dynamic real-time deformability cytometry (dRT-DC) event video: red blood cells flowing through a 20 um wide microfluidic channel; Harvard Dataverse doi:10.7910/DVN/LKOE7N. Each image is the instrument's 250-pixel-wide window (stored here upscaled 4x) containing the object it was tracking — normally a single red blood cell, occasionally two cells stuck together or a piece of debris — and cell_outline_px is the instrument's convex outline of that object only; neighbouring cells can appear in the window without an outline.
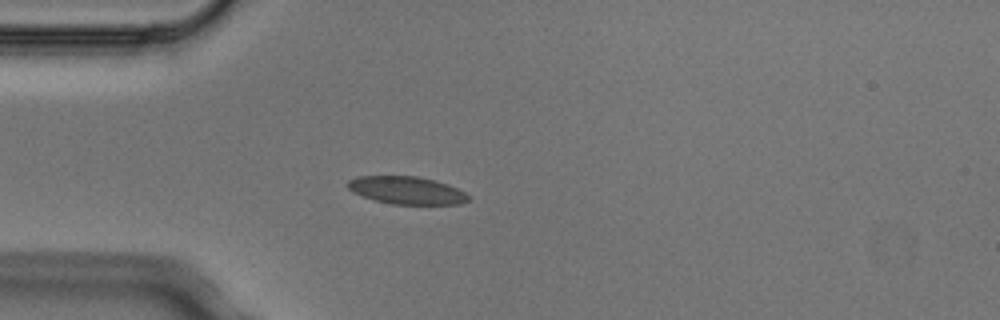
{"species": "Egyptian fruit bat (a non-hibernating species)", "species_latin": "Rousettus aegyptiacus", "temperature_condition": "cold", "stored_images_in_passage": 4, "camera_frame_rate_fps": 3000, "um_per_image_px": 0.085, "animal": {"sex": "male"}, "frame": {"image": 1, "passage_image": 3, "time_ms": 0.667, "image_size_px": [1000, 320], "cell_outline_px": [[472, 200], [460, 204], [392, 204], [376, 200], [352, 192], [348, 188], [348, 180], [356, 176], [416, 176], [448, 184], [464, 192]], "centroid_in_image_um": [34.57, 16.18], "position_along_channel_um": 50.4, "area_um2": 19.31}}